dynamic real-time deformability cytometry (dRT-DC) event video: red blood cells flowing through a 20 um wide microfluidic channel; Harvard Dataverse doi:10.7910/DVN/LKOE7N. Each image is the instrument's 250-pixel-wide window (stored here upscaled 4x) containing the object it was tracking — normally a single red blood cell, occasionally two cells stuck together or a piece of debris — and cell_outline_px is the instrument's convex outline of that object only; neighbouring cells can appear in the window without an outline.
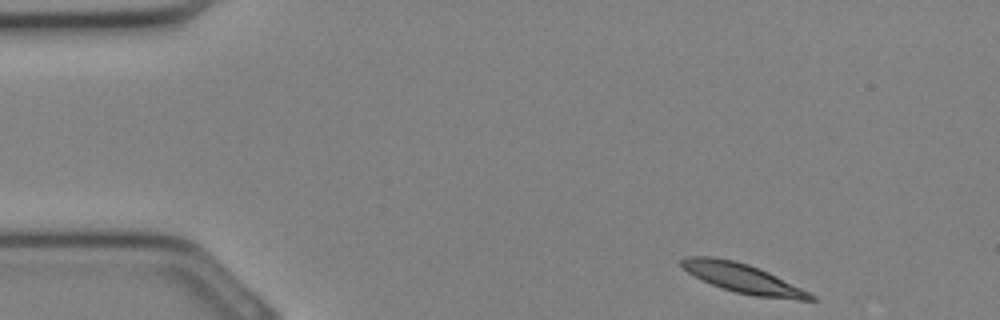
{"species": "Egyptian fruit bat (a non-hibernating species)", "species_latin": "Rousettus aegyptiacus", "temperature_condition": "cold", "stored_images_in_passage": 30, "camera_frame_rate_fps": 3000, "um_per_image_px": 0.085, "animal": {"sex": "female"}, "frame": {"image": 1, "passage_image": 1, "time_ms": 0.0, "image_size_px": [1000, 320], "cell_outline_px": [[816, 300], [796, 300], [756, 296], [736, 292], [712, 284], [688, 272], [680, 264], [680, 260], [684, 256], [712, 256], [732, 260], [748, 264], [760, 268], [816, 296]], "centroid_in_image_um": [63.13, 23.64], "position_along_channel_um": 21.9, "area_um2": 21.62}}
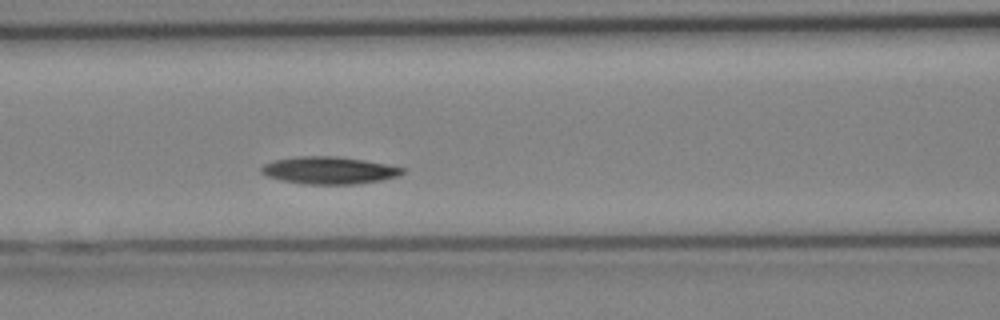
{"frame": {"image": 2, "passage_image": 11, "time_ms": 3.333, "image_size_px": [1000, 320], "cell_outline_px": [[404, 172], [396, 176], [380, 180], [356, 184], [304, 184], [284, 180], [268, 176], [260, 172], [260, 168], [264, 164], [272, 160], [296, 156], [340, 156], [364, 160], [404, 168]], "centroid_in_image_um": [27.92, 14.47], "position_along_channel_um": 138.7, "area_um2": 22.31}}
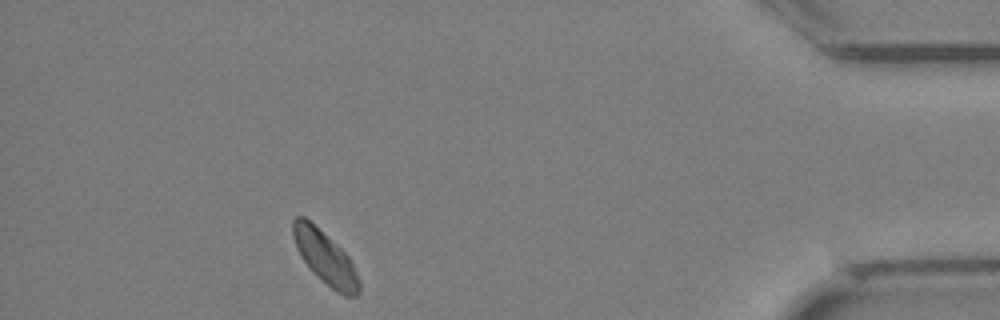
{"frame": {"image": 3, "passage_image": 27, "time_ms": 8.667, "image_size_px": [1000, 320], "cell_outline_px": [[360, 292], [356, 296], [344, 296], [336, 292], [300, 256], [296, 248], [292, 236], [292, 220], [296, 216], [304, 216], [336, 244], [348, 256], [360, 280]], "centroid_in_image_um": [27.64, 21.88], "position_along_channel_um": 407.6, "area_um2": 19.83}}